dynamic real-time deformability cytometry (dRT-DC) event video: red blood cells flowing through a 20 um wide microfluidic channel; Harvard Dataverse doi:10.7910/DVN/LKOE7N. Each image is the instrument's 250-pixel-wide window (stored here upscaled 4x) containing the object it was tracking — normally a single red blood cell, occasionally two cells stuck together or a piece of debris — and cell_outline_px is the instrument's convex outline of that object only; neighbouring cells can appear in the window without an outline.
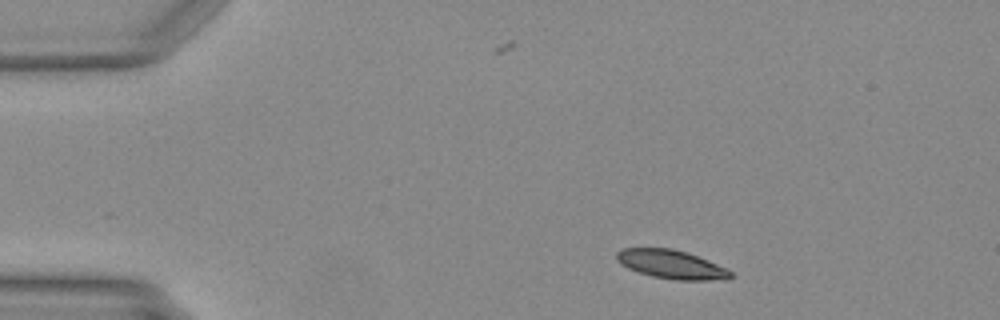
{"species": "Egyptian fruit bat (a non-hibernating species)", "species_latin": "Rousettus aegyptiacus", "temperature_condition": "warm", "stored_images_in_passage": 31, "camera_frame_rate_fps": 3000, "um_per_image_px": 0.085, "animal": {"sex": "female"}, "frame": {"image": 1, "passage_image": 1, "time_ms": 0.0, "image_size_px": [1000, 320], "cell_outline_px": [[732, 276], [728, 280], [676, 280], [652, 276], [628, 268], [620, 264], [616, 260], [616, 252], [620, 248], [672, 248], [688, 252], [728, 268], [732, 272]], "centroid_in_image_um": [57.09, 22.47], "position_along_channel_um": 27.9, "area_um2": 19.31}}
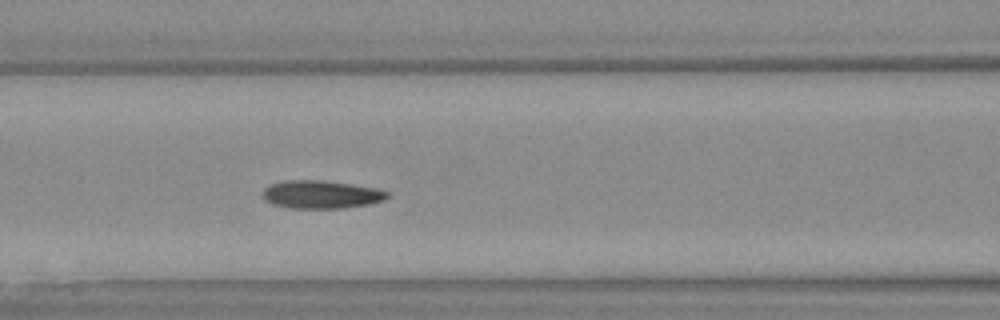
{"frame": {"image": 2, "passage_image": 14, "time_ms": 4.333, "image_size_px": [1000, 320], "cell_outline_px": [[388, 196], [384, 200], [368, 204], [344, 208], [292, 208], [272, 204], [264, 200], [260, 196], [260, 192], [264, 188], [272, 184], [288, 180], [320, 180], [376, 188], [388, 192]], "centroid_in_image_um": [27.24, 16.54], "position_along_channel_um": 139.4, "area_um2": 20.29}}
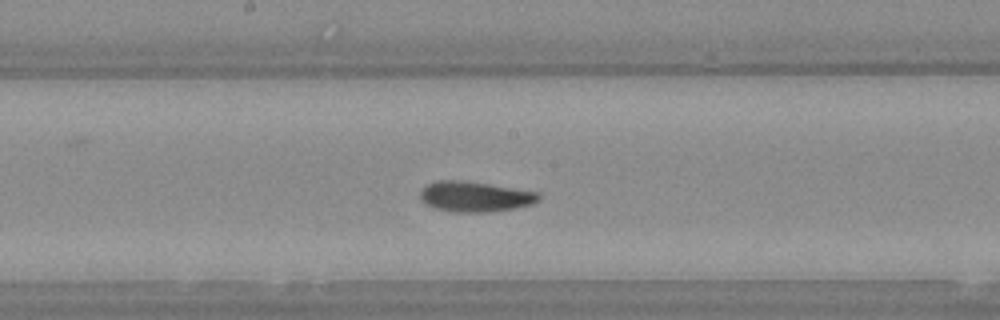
{"frame": {"image": 3, "passage_image": 19, "time_ms": 6.0, "image_size_px": [1000, 320], "cell_outline_px": [[540, 200], [532, 204], [516, 208], [492, 212], [452, 212], [436, 208], [424, 204], [420, 200], [420, 192], [428, 184], [440, 180], [456, 180], [484, 184], [536, 192], [540, 196]], "centroid_in_image_um": [40.34, 16.74], "position_along_channel_um": 207.9, "area_um2": 20.63}}